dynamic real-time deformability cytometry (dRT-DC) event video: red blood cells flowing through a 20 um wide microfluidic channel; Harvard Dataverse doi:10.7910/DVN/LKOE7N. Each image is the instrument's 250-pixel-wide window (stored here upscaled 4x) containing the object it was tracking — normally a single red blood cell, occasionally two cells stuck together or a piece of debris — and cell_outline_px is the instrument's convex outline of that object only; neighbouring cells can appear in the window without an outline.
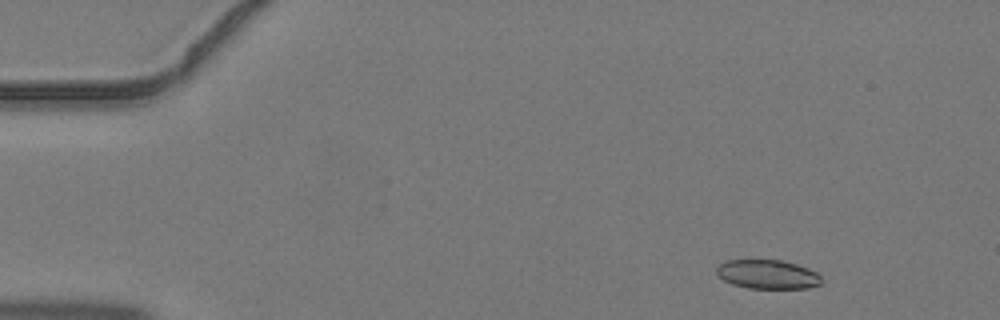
{"species": "common noctule bat (a hibernating species)", "species_latin": "Nyctalus noctula", "temperature_condition": "warm", "stored_images_in_passage": 4, "camera_frame_rate_fps": 3000, "um_per_image_px": 0.085, "animal": {"sex": "male", "body_mass_g": 19.2, "forearm_length_mm": 51.8}, "frame": {"image": 1, "passage_image": 1, "time_ms": 0.0, "image_size_px": [1000, 320], "cell_outline_px": [[820, 284], [808, 288], [748, 288], [732, 284], [724, 280], [716, 272], [716, 268], [720, 264], [728, 260], [784, 260], [808, 268], [816, 272], [820, 276]], "centroid_in_image_um": [65.24, 23.31], "position_along_channel_um": 19.8, "area_um2": 17.63}}
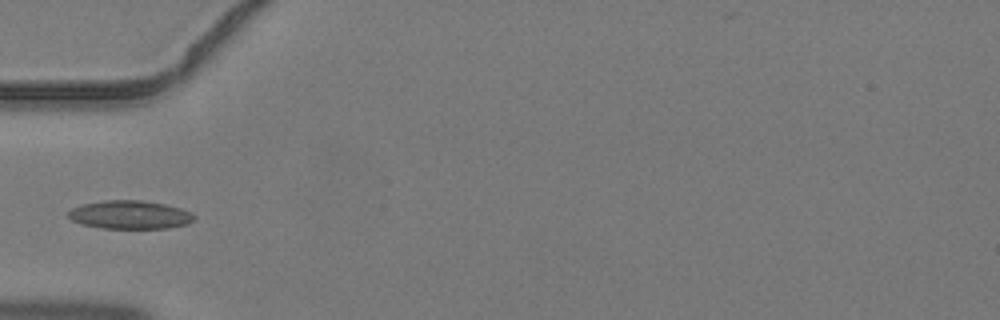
{"frame": {"image": 2, "passage_image": 4, "time_ms": 1.0, "image_size_px": [1000, 320], "cell_outline_px": [[196, 220], [188, 224], [168, 228], [100, 228], [84, 224], [72, 220], [68, 216], [68, 212], [72, 208], [84, 204], [104, 200], [140, 200], [164, 204], [180, 208], [192, 212], [196, 216]], "centroid_in_image_um": [11.1, 18.25], "position_along_channel_um": 73.9, "area_um2": 20.81}}